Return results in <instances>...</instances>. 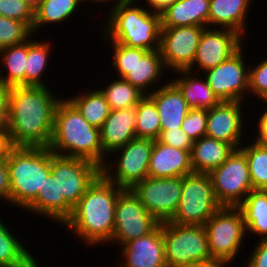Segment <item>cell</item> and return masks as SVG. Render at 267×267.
Instances as JSON below:
<instances>
[{"mask_svg": "<svg viewBox=\"0 0 267 267\" xmlns=\"http://www.w3.org/2000/svg\"><path fill=\"white\" fill-rule=\"evenodd\" d=\"M83 1L86 0H41L38 8L34 11L33 35L43 25L62 23L66 19H70Z\"/></svg>", "mask_w": 267, "mask_h": 267, "instance_id": "31", "label": "cell"}, {"mask_svg": "<svg viewBox=\"0 0 267 267\" xmlns=\"http://www.w3.org/2000/svg\"><path fill=\"white\" fill-rule=\"evenodd\" d=\"M160 222L142 205L131 189L118 196L115 208L114 232L111 242L120 246L153 232Z\"/></svg>", "mask_w": 267, "mask_h": 267, "instance_id": "12", "label": "cell"}, {"mask_svg": "<svg viewBox=\"0 0 267 267\" xmlns=\"http://www.w3.org/2000/svg\"><path fill=\"white\" fill-rule=\"evenodd\" d=\"M181 75L171 82L180 90L191 109H210L221 101L209 87L207 79H199L190 70H179ZM186 76V77H185Z\"/></svg>", "mask_w": 267, "mask_h": 267, "instance_id": "27", "label": "cell"}, {"mask_svg": "<svg viewBox=\"0 0 267 267\" xmlns=\"http://www.w3.org/2000/svg\"><path fill=\"white\" fill-rule=\"evenodd\" d=\"M235 148L228 143L204 136L194 141L191 149L193 172L210 173L221 166L234 152Z\"/></svg>", "mask_w": 267, "mask_h": 267, "instance_id": "26", "label": "cell"}, {"mask_svg": "<svg viewBox=\"0 0 267 267\" xmlns=\"http://www.w3.org/2000/svg\"><path fill=\"white\" fill-rule=\"evenodd\" d=\"M131 190L160 223L170 221L178 209L182 193V177H147Z\"/></svg>", "mask_w": 267, "mask_h": 267, "instance_id": "13", "label": "cell"}, {"mask_svg": "<svg viewBox=\"0 0 267 267\" xmlns=\"http://www.w3.org/2000/svg\"><path fill=\"white\" fill-rule=\"evenodd\" d=\"M0 198L10 205V177L6 158L0 160Z\"/></svg>", "mask_w": 267, "mask_h": 267, "instance_id": "45", "label": "cell"}, {"mask_svg": "<svg viewBox=\"0 0 267 267\" xmlns=\"http://www.w3.org/2000/svg\"><path fill=\"white\" fill-rule=\"evenodd\" d=\"M162 238L167 267H180L195 262L213 260L206 231L202 225L162 222Z\"/></svg>", "mask_w": 267, "mask_h": 267, "instance_id": "7", "label": "cell"}, {"mask_svg": "<svg viewBox=\"0 0 267 267\" xmlns=\"http://www.w3.org/2000/svg\"><path fill=\"white\" fill-rule=\"evenodd\" d=\"M105 96L111 110L135 107L145 96L123 78L112 81L106 89H99Z\"/></svg>", "mask_w": 267, "mask_h": 267, "instance_id": "35", "label": "cell"}, {"mask_svg": "<svg viewBox=\"0 0 267 267\" xmlns=\"http://www.w3.org/2000/svg\"><path fill=\"white\" fill-rule=\"evenodd\" d=\"M250 255L246 267H267V238L260 239Z\"/></svg>", "mask_w": 267, "mask_h": 267, "instance_id": "43", "label": "cell"}, {"mask_svg": "<svg viewBox=\"0 0 267 267\" xmlns=\"http://www.w3.org/2000/svg\"><path fill=\"white\" fill-rule=\"evenodd\" d=\"M176 0H146V3L151 6V10L160 13L167 6L171 5Z\"/></svg>", "mask_w": 267, "mask_h": 267, "instance_id": "48", "label": "cell"}, {"mask_svg": "<svg viewBox=\"0 0 267 267\" xmlns=\"http://www.w3.org/2000/svg\"><path fill=\"white\" fill-rule=\"evenodd\" d=\"M52 93L48 86L11 87L6 127L11 147H49L62 100Z\"/></svg>", "mask_w": 267, "mask_h": 267, "instance_id": "1", "label": "cell"}, {"mask_svg": "<svg viewBox=\"0 0 267 267\" xmlns=\"http://www.w3.org/2000/svg\"><path fill=\"white\" fill-rule=\"evenodd\" d=\"M153 144L154 140L151 139L134 138L123 147L117 148L110 153H115L116 155L121 151L117 164L112 163L111 165L110 163L109 165L105 163L101 167V174L107 180L123 189H132L138 182L148 177ZM113 165H116L115 169Z\"/></svg>", "mask_w": 267, "mask_h": 267, "instance_id": "9", "label": "cell"}, {"mask_svg": "<svg viewBox=\"0 0 267 267\" xmlns=\"http://www.w3.org/2000/svg\"><path fill=\"white\" fill-rule=\"evenodd\" d=\"M209 176L214 195L221 206L237 207L253 191L247 158L240 149H235Z\"/></svg>", "mask_w": 267, "mask_h": 267, "instance_id": "10", "label": "cell"}, {"mask_svg": "<svg viewBox=\"0 0 267 267\" xmlns=\"http://www.w3.org/2000/svg\"><path fill=\"white\" fill-rule=\"evenodd\" d=\"M158 140L161 143L169 145L171 147L179 148L186 151H191L194 141L190 138L182 128H176L174 130L160 131Z\"/></svg>", "mask_w": 267, "mask_h": 267, "instance_id": "42", "label": "cell"}, {"mask_svg": "<svg viewBox=\"0 0 267 267\" xmlns=\"http://www.w3.org/2000/svg\"><path fill=\"white\" fill-rule=\"evenodd\" d=\"M68 100L78 109L89 124L97 128L102 126L111 111L105 96L99 89L82 93Z\"/></svg>", "mask_w": 267, "mask_h": 267, "instance_id": "33", "label": "cell"}, {"mask_svg": "<svg viewBox=\"0 0 267 267\" xmlns=\"http://www.w3.org/2000/svg\"><path fill=\"white\" fill-rule=\"evenodd\" d=\"M242 105L240 101H222L208 109L206 136L239 149L244 132Z\"/></svg>", "mask_w": 267, "mask_h": 267, "instance_id": "17", "label": "cell"}, {"mask_svg": "<svg viewBox=\"0 0 267 267\" xmlns=\"http://www.w3.org/2000/svg\"><path fill=\"white\" fill-rule=\"evenodd\" d=\"M261 101H265V103H267V95L266 96H264L263 98H262V100ZM267 109V108H266Z\"/></svg>", "mask_w": 267, "mask_h": 267, "instance_id": "52", "label": "cell"}, {"mask_svg": "<svg viewBox=\"0 0 267 267\" xmlns=\"http://www.w3.org/2000/svg\"><path fill=\"white\" fill-rule=\"evenodd\" d=\"M165 70L166 68L159 50L148 51L146 49L136 48V63L124 79L144 95H149V88L154 83L157 85V81L161 80L159 78L163 76Z\"/></svg>", "mask_w": 267, "mask_h": 267, "instance_id": "23", "label": "cell"}, {"mask_svg": "<svg viewBox=\"0 0 267 267\" xmlns=\"http://www.w3.org/2000/svg\"><path fill=\"white\" fill-rule=\"evenodd\" d=\"M181 128L193 141L206 136L207 109H190L181 124Z\"/></svg>", "mask_w": 267, "mask_h": 267, "instance_id": "39", "label": "cell"}, {"mask_svg": "<svg viewBox=\"0 0 267 267\" xmlns=\"http://www.w3.org/2000/svg\"><path fill=\"white\" fill-rule=\"evenodd\" d=\"M210 0H176L160 12L161 27L207 28Z\"/></svg>", "mask_w": 267, "mask_h": 267, "instance_id": "22", "label": "cell"}, {"mask_svg": "<svg viewBox=\"0 0 267 267\" xmlns=\"http://www.w3.org/2000/svg\"><path fill=\"white\" fill-rule=\"evenodd\" d=\"M193 173L191 151L171 147L155 140L150 157L148 177H184Z\"/></svg>", "mask_w": 267, "mask_h": 267, "instance_id": "19", "label": "cell"}, {"mask_svg": "<svg viewBox=\"0 0 267 267\" xmlns=\"http://www.w3.org/2000/svg\"><path fill=\"white\" fill-rule=\"evenodd\" d=\"M121 247L125 263H121L119 267H167L162 222L153 232L131 240Z\"/></svg>", "mask_w": 267, "mask_h": 267, "instance_id": "18", "label": "cell"}, {"mask_svg": "<svg viewBox=\"0 0 267 267\" xmlns=\"http://www.w3.org/2000/svg\"><path fill=\"white\" fill-rule=\"evenodd\" d=\"M134 1L114 4L104 24V39L130 48L159 50L160 13L134 6Z\"/></svg>", "mask_w": 267, "mask_h": 267, "instance_id": "4", "label": "cell"}, {"mask_svg": "<svg viewBox=\"0 0 267 267\" xmlns=\"http://www.w3.org/2000/svg\"><path fill=\"white\" fill-rule=\"evenodd\" d=\"M135 107L137 109L136 138L158 140L161 124L155 102L145 95Z\"/></svg>", "mask_w": 267, "mask_h": 267, "instance_id": "34", "label": "cell"}, {"mask_svg": "<svg viewBox=\"0 0 267 267\" xmlns=\"http://www.w3.org/2000/svg\"><path fill=\"white\" fill-rule=\"evenodd\" d=\"M0 56V64L2 62L8 74L0 72V82L10 87L25 86L27 41L0 49Z\"/></svg>", "mask_w": 267, "mask_h": 267, "instance_id": "30", "label": "cell"}, {"mask_svg": "<svg viewBox=\"0 0 267 267\" xmlns=\"http://www.w3.org/2000/svg\"><path fill=\"white\" fill-rule=\"evenodd\" d=\"M27 40V59L25 67V86H46L41 76L48 65L51 42Z\"/></svg>", "mask_w": 267, "mask_h": 267, "instance_id": "32", "label": "cell"}, {"mask_svg": "<svg viewBox=\"0 0 267 267\" xmlns=\"http://www.w3.org/2000/svg\"><path fill=\"white\" fill-rule=\"evenodd\" d=\"M51 173L58 181L59 198L74 208L101 174V167L86 159L59 156L51 151Z\"/></svg>", "mask_w": 267, "mask_h": 267, "instance_id": "11", "label": "cell"}, {"mask_svg": "<svg viewBox=\"0 0 267 267\" xmlns=\"http://www.w3.org/2000/svg\"><path fill=\"white\" fill-rule=\"evenodd\" d=\"M10 177V204L24 210L37 198L51 173L48 147H11L6 156Z\"/></svg>", "mask_w": 267, "mask_h": 267, "instance_id": "5", "label": "cell"}, {"mask_svg": "<svg viewBox=\"0 0 267 267\" xmlns=\"http://www.w3.org/2000/svg\"><path fill=\"white\" fill-rule=\"evenodd\" d=\"M242 46L227 60L204 72L209 87L222 101H244L249 92V68L243 59Z\"/></svg>", "mask_w": 267, "mask_h": 267, "instance_id": "15", "label": "cell"}, {"mask_svg": "<svg viewBox=\"0 0 267 267\" xmlns=\"http://www.w3.org/2000/svg\"><path fill=\"white\" fill-rule=\"evenodd\" d=\"M180 267H224V266L216 260H207L203 262L191 263L189 265H184Z\"/></svg>", "mask_w": 267, "mask_h": 267, "instance_id": "49", "label": "cell"}, {"mask_svg": "<svg viewBox=\"0 0 267 267\" xmlns=\"http://www.w3.org/2000/svg\"><path fill=\"white\" fill-rule=\"evenodd\" d=\"M11 148L6 128H0V160L6 158Z\"/></svg>", "mask_w": 267, "mask_h": 267, "instance_id": "47", "label": "cell"}, {"mask_svg": "<svg viewBox=\"0 0 267 267\" xmlns=\"http://www.w3.org/2000/svg\"><path fill=\"white\" fill-rule=\"evenodd\" d=\"M31 35L33 32L25 23L0 16V49L21 44Z\"/></svg>", "mask_w": 267, "mask_h": 267, "instance_id": "37", "label": "cell"}, {"mask_svg": "<svg viewBox=\"0 0 267 267\" xmlns=\"http://www.w3.org/2000/svg\"><path fill=\"white\" fill-rule=\"evenodd\" d=\"M113 45L112 66L116 68L119 78H125L136 63V48H130L118 42H111Z\"/></svg>", "mask_w": 267, "mask_h": 267, "instance_id": "40", "label": "cell"}, {"mask_svg": "<svg viewBox=\"0 0 267 267\" xmlns=\"http://www.w3.org/2000/svg\"><path fill=\"white\" fill-rule=\"evenodd\" d=\"M160 87L152 89L148 96L157 106L161 131L181 128V124L191 108L180 90L170 80L169 83Z\"/></svg>", "mask_w": 267, "mask_h": 267, "instance_id": "21", "label": "cell"}, {"mask_svg": "<svg viewBox=\"0 0 267 267\" xmlns=\"http://www.w3.org/2000/svg\"><path fill=\"white\" fill-rule=\"evenodd\" d=\"M258 122V135L254 139L258 144L267 147V110H264V113L260 115Z\"/></svg>", "mask_w": 267, "mask_h": 267, "instance_id": "46", "label": "cell"}, {"mask_svg": "<svg viewBox=\"0 0 267 267\" xmlns=\"http://www.w3.org/2000/svg\"><path fill=\"white\" fill-rule=\"evenodd\" d=\"M123 190L100 174L63 225L87 245L109 243L114 232L116 203Z\"/></svg>", "mask_w": 267, "mask_h": 267, "instance_id": "2", "label": "cell"}, {"mask_svg": "<svg viewBox=\"0 0 267 267\" xmlns=\"http://www.w3.org/2000/svg\"><path fill=\"white\" fill-rule=\"evenodd\" d=\"M136 107L111 110L100 129L103 151L108 155L136 138Z\"/></svg>", "mask_w": 267, "mask_h": 267, "instance_id": "20", "label": "cell"}, {"mask_svg": "<svg viewBox=\"0 0 267 267\" xmlns=\"http://www.w3.org/2000/svg\"><path fill=\"white\" fill-rule=\"evenodd\" d=\"M26 5H28L33 11H35L41 0H22Z\"/></svg>", "mask_w": 267, "mask_h": 267, "instance_id": "50", "label": "cell"}, {"mask_svg": "<svg viewBox=\"0 0 267 267\" xmlns=\"http://www.w3.org/2000/svg\"><path fill=\"white\" fill-rule=\"evenodd\" d=\"M87 2L88 1H96V2H106L107 3V0H86ZM111 1V0H108V2ZM115 1L116 4H120V3H123V2H128V1H132V0H113ZM138 1V0H137Z\"/></svg>", "mask_w": 267, "mask_h": 267, "instance_id": "51", "label": "cell"}, {"mask_svg": "<svg viewBox=\"0 0 267 267\" xmlns=\"http://www.w3.org/2000/svg\"><path fill=\"white\" fill-rule=\"evenodd\" d=\"M221 207L209 173H196L182 177V193L178 209L170 222L180 225H202Z\"/></svg>", "mask_w": 267, "mask_h": 267, "instance_id": "8", "label": "cell"}, {"mask_svg": "<svg viewBox=\"0 0 267 267\" xmlns=\"http://www.w3.org/2000/svg\"><path fill=\"white\" fill-rule=\"evenodd\" d=\"M249 67V92L262 99L267 95V58L255 67Z\"/></svg>", "mask_w": 267, "mask_h": 267, "instance_id": "41", "label": "cell"}, {"mask_svg": "<svg viewBox=\"0 0 267 267\" xmlns=\"http://www.w3.org/2000/svg\"><path fill=\"white\" fill-rule=\"evenodd\" d=\"M42 216L60 221L62 225L70 218L73 208L64 200L59 198L58 181L50 173L40 188L37 198L25 209Z\"/></svg>", "mask_w": 267, "mask_h": 267, "instance_id": "24", "label": "cell"}, {"mask_svg": "<svg viewBox=\"0 0 267 267\" xmlns=\"http://www.w3.org/2000/svg\"><path fill=\"white\" fill-rule=\"evenodd\" d=\"M205 27H161L159 52L165 68L188 70L194 62L201 34Z\"/></svg>", "mask_w": 267, "mask_h": 267, "instance_id": "14", "label": "cell"}, {"mask_svg": "<svg viewBox=\"0 0 267 267\" xmlns=\"http://www.w3.org/2000/svg\"><path fill=\"white\" fill-rule=\"evenodd\" d=\"M204 229L212 259L223 266L238 255L243 238L248 234L238 207L221 206L206 221Z\"/></svg>", "mask_w": 267, "mask_h": 267, "instance_id": "6", "label": "cell"}, {"mask_svg": "<svg viewBox=\"0 0 267 267\" xmlns=\"http://www.w3.org/2000/svg\"><path fill=\"white\" fill-rule=\"evenodd\" d=\"M243 216L246 231L267 238V190L250 191L237 206Z\"/></svg>", "mask_w": 267, "mask_h": 267, "instance_id": "28", "label": "cell"}, {"mask_svg": "<svg viewBox=\"0 0 267 267\" xmlns=\"http://www.w3.org/2000/svg\"><path fill=\"white\" fill-rule=\"evenodd\" d=\"M241 39V35L235 30H211L208 26L201 34L193 65L188 70L193 72L194 66H198L197 69H203L205 72L216 67L244 45Z\"/></svg>", "mask_w": 267, "mask_h": 267, "instance_id": "16", "label": "cell"}, {"mask_svg": "<svg viewBox=\"0 0 267 267\" xmlns=\"http://www.w3.org/2000/svg\"><path fill=\"white\" fill-rule=\"evenodd\" d=\"M239 149L247 158L253 190H267V147L255 141Z\"/></svg>", "mask_w": 267, "mask_h": 267, "instance_id": "36", "label": "cell"}, {"mask_svg": "<svg viewBox=\"0 0 267 267\" xmlns=\"http://www.w3.org/2000/svg\"><path fill=\"white\" fill-rule=\"evenodd\" d=\"M8 229L0 219V267H40L22 241Z\"/></svg>", "mask_w": 267, "mask_h": 267, "instance_id": "29", "label": "cell"}, {"mask_svg": "<svg viewBox=\"0 0 267 267\" xmlns=\"http://www.w3.org/2000/svg\"><path fill=\"white\" fill-rule=\"evenodd\" d=\"M0 16L21 21L32 30L34 11L22 0H0Z\"/></svg>", "mask_w": 267, "mask_h": 267, "instance_id": "38", "label": "cell"}, {"mask_svg": "<svg viewBox=\"0 0 267 267\" xmlns=\"http://www.w3.org/2000/svg\"><path fill=\"white\" fill-rule=\"evenodd\" d=\"M48 148L56 155L86 159L99 167L108 158L101 145L100 129L89 124L68 97L63 98L56 108Z\"/></svg>", "mask_w": 267, "mask_h": 267, "instance_id": "3", "label": "cell"}, {"mask_svg": "<svg viewBox=\"0 0 267 267\" xmlns=\"http://www.w3.org/2000/svg\"><path fill=\"white\" fill-rule=\"evenodd\" d=\"M252 0H210L208 25L246 33L247 13Z\"/></svg>", "mask_w": 267, "mask_h": 267, "instance_id": "25", "label": "cell"}, {"mask_svg": "<svg viewBox=\"0 0 267 267\" xmlns=\"http://www.w3.org/2000/svg\"><path fill=\"white\" fill-rule=\"evenodd\" d=\"M11 87L0 82V128H6L9 119Z\"/></svg>", "mask_w": 267, "mask_h": 267, "instance_id": "44", "label": "cell"}]
</instances>
